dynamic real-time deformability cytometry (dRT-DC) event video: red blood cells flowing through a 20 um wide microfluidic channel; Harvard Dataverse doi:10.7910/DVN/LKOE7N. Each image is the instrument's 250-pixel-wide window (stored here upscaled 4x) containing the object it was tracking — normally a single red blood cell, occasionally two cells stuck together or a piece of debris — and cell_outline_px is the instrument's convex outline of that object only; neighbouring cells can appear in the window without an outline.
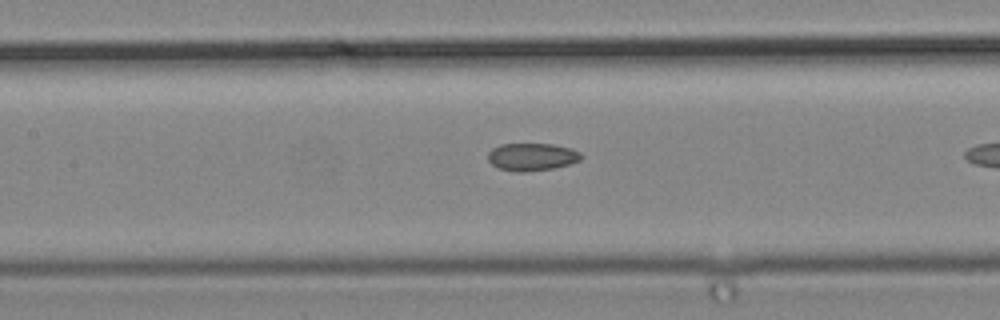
{"species": "common noctule bat (a hibernating species)", "species_latin": "Nyctalus noctula", "temperature_condition": "cold", "stored_images_in_passage": 8, "camera_frame_rate_fps": 3000, "um_per_image_px": 0.085, "animal": {"sex": "male", "body_mass_g": 19.2, "forearm_length_mm": 51.8}, "frame": {"image": 1, "passage_image": 7, "time_ms": 2.0, "image_size_px": [1000, 320], "cell_outline_px": [[584, 156], [580, 160], [568, 164], [552, 168], [524, 172], [516, 172], [500, 168], [492, 164], [488, 160], [488, 152], [492, 148], [500, 144], [552, 144], [572, 148], [580, 152]], "centroid_in_image_um": [45.22, 13.32], "position_along_channel_um": 162.2, "area_um2": 14.97}}